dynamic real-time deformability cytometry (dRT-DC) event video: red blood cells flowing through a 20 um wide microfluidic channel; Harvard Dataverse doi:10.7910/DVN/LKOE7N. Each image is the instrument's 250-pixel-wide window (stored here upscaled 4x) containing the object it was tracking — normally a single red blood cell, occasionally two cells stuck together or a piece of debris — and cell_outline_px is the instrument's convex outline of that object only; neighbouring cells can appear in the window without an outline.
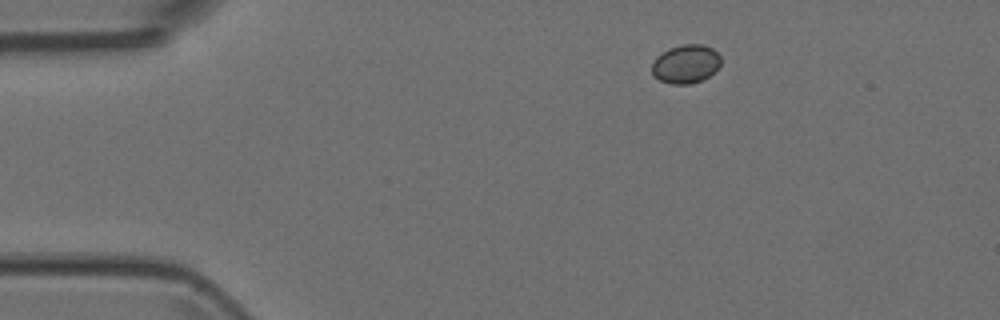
{"species": "Egyptian fruit bat (a non-hibernating species)", "species_latin": "Rousettus aegyptiacus", "temperature_condition": "room temperature", "stored_images_in_passage": 3, "camera_frame_rate_fps": 3000, "um_per_image_px": 0.085, "animal": {"sex": "female"}, "frame": {"image": 1, "passage_image": 1, "time_ms": 0.0, "image_size_px": [1000, 320], "cell_outline_px": [[720, 64], [708, 76], [700, 80], [688, 84], [672, 84], [660, 80], [652, 76], [652, 64], [656, 56], [668, 48], [684, 44], [704, 44], [712, 48], [720, 56]], "centroid_in_image_um": [58.25, 5.42], "position_along_channel_um": 26.7, "area_um2": 15.43}}
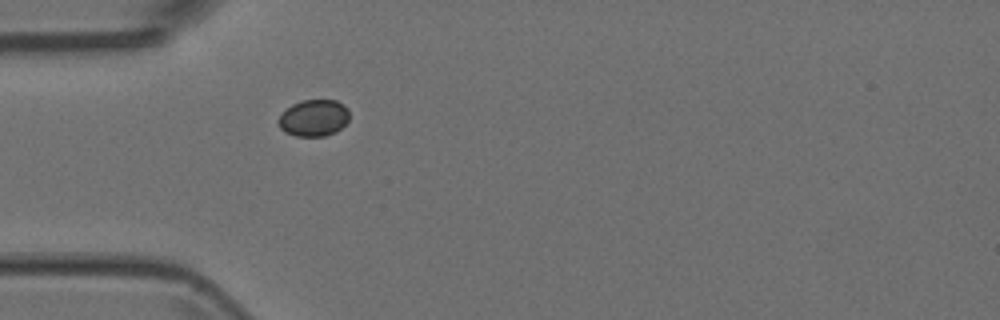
{"frame": {"image": 2, "passage_image": 3, "time_ms": 0.667, "image_size_px": [1000, 320], "cell_outline_px": [[348, 120], [336, 132], [324, 136], [296, 136], [284, 132], [280, 128], [276, 120], [292, 104], [300, 100], [336, 100], [344, 104], [348, 108]], "centroid_in_image_um": [26.66, 10.02], "position_along_channel_um": 58.3, "area_um2": 15.2}}